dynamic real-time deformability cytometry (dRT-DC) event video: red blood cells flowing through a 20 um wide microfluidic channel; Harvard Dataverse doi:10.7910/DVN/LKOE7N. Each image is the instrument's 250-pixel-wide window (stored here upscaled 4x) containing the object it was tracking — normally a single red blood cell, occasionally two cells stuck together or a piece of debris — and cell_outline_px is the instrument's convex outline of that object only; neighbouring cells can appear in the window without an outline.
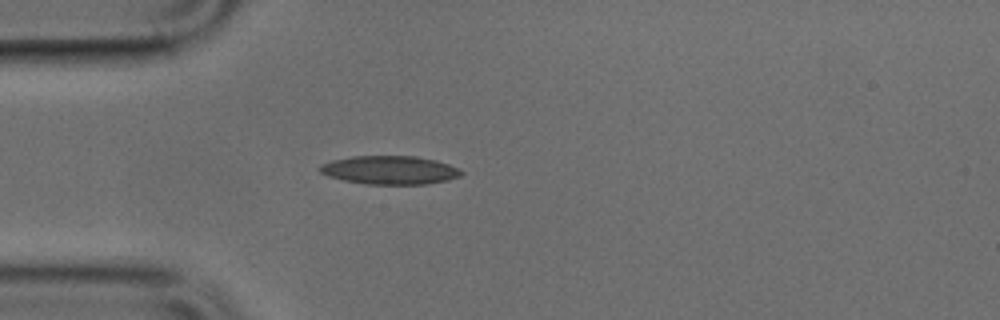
{"species": "common noctule bat (a hibernating species)", "species_latin": "Nyctalus noctula", "temperature_condition": "cold", "stored_images_in_passage": 35, "camera_frame_rate_fps": 3000, "um_per_image_px": 0.085, "animal": {"sex": "male", "body_mass_g": 17.9, "forearm_length_mm": 54.2}, "frame": {"image": 1, "passage_image": 8, "time_ms": 2.333, "image_size_px": [1000, 320], "cell_outline_px": [[464, 172], [460, 176], [448, 180], [428, 184], [368, 184], [344, 180], [328, 176], [320, 172], [320, 164], [332, 160], [352, 156], [416, 156], [436, 160], [448, 164]], "centroid_in_image_um": [33.13, 14.45], "position_along_channel_um": 51.9, "area_um2": 23.41}}
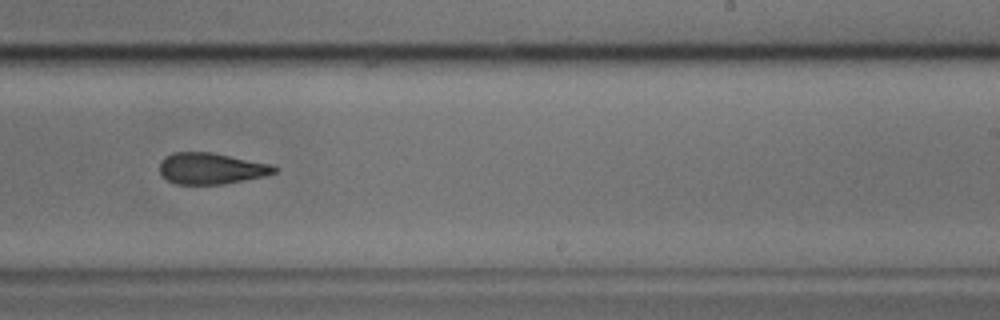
{"frame": {"image": 2, "passage_image": 25, "time_ms": 8.0, "image_size_px": [1000, 320], "cell_outline_px": [[280, 168], [276, 172], [264, 176], [224, 184], [176, 184], [160, 176], [160, 160], [164, 156], [172, 152], [212, 152], [272, 164]], "centroid_in_image_um": [17.94, 14.31], "position_along_channel_um": 271.1, "area_um2": 21.15}}
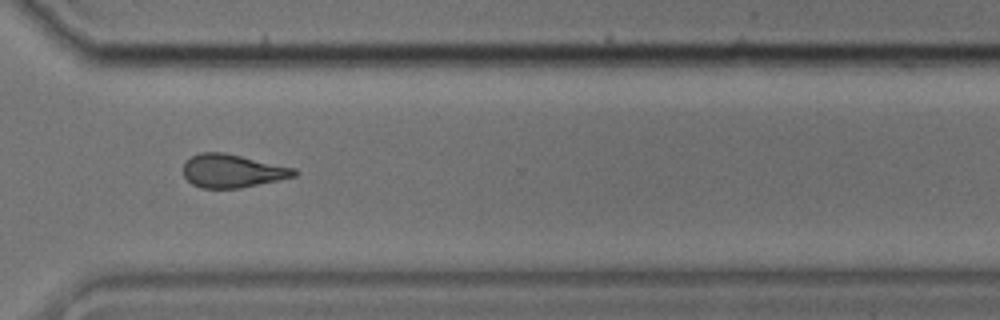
{"frame": {"image": 3, "passage_image": 31, "time_ms": 10.0, "image_size_px": [1000, 320], "cell_outline_px": [[300, 172], [296, 176], [240, 188], [200, 188], [192, 184], [184, 176], [184, 164], [192, 156], [200, 152], [224, 152], [296, 168]], "centroid_in_image_um": [19.78, 14.52], "position_along_channel_um": 350.8, "area_um2": 21.5}}